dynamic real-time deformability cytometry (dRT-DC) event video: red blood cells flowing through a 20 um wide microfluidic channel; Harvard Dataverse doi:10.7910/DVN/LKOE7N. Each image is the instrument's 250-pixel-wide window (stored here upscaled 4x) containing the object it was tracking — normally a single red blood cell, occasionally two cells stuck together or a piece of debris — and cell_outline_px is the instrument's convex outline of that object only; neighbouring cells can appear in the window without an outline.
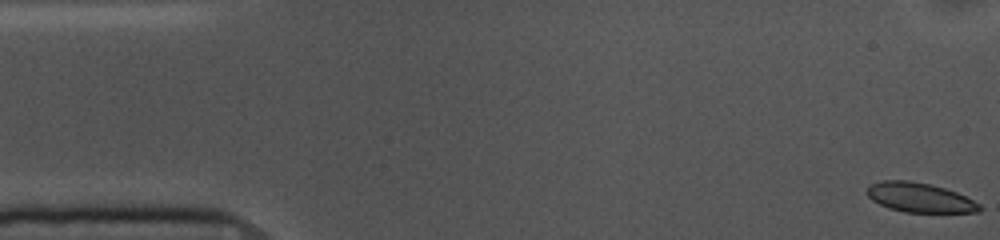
{"species": "common noctule bat (a hibernating species)", "species_latin": "Nyctalus noctula", "temperature_condition": "cold", "stored_images_in_passage": 54, "camera_frame_rate_fps": 3000, "um_per_image_px": 0.085, "animal": {"sex": "female", "body_mass_g": 10.0, "forearm_length_mm": 53.1}, "frame": {"image": 1, "passage_image": 1, "time_ms": 0.0, "image_size_px": [1000, 240], "cell_outline_px": [[980, 212], [904, 212], [888, 208], [872, 200], [864, 192], [872, 184], [880, 180], [908, 180], [932, 184], [956, 192], [980, 204]], "centroid_in_image_um": [78.13, 16.78], "position_along_channel_um": 6.9, "area_um2": 19.31}}
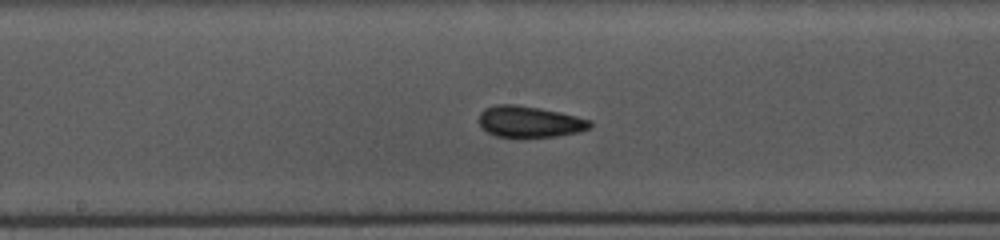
{"frame": {"image": 2, "passage_image": 27, "time_ms": 8.667, "image_size_px": [1000, 240], "cell_outline_px": [[592, 124], [588, 128], [580, 132], [556, 136], [496, 136], [488, 132], [480, 124], [480, 112], [484, 108], [496, 104], [516, 104], [540, 108], [560, 112], [592, 120]], "centroid_in_image_um": [45.03, 10.32], "position_along_channel_um": 203.2, "area_um2": 20.0}}
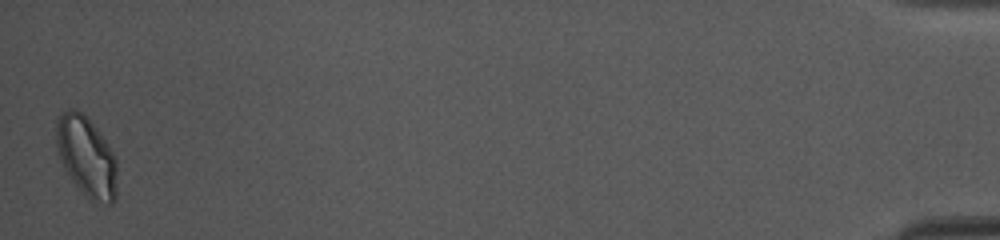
{"frame": {"image": 3, "passage_image": 54, "time_ms": 17.667, "image_size_px": [1000, 240], "cell_outline_px": [[116, 200], [112, 204], [108, 204], [92, 200], [84, 196], [72, 180], [64, 168], [60, 160], [56, 144], [56, 116], [68, 108], [76, 108], [96, 128], [112, 152], [116, 160]], "centroid_in_image_um": [7.32, 13.32], "position_along_channel_um": 427.9, "area_um2": 28.32}, "authors_computed_cell_mechanics": {"area_um2": 20.3456, "velocity_mm_per_s": 3.6011, "shape_relaxation_time_tau1_ms": 4.1523, "shape_relaxation_time_tau2_ms": 1.9206, "deformation_change_tau1": 0.0791, "deformation_change_tau2": 0.0723}}